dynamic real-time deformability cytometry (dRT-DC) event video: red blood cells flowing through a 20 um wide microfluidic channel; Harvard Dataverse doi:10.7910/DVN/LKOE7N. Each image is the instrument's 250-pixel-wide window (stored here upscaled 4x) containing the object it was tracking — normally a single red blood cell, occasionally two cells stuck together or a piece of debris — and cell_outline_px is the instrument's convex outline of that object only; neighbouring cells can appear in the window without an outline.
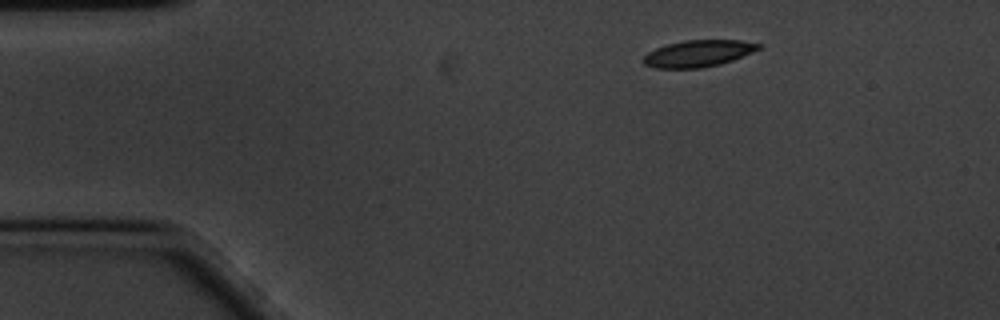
{"species": "common noctule bat (a hibernating species)", "species_latin": "Nyctalus noctula", "temperature_condition": "cold", "stored_images_in_passage": 13, "camera_frame_rate_fps": 3000, "um_per_image_px": 0.085, "animal": {"sex": "male", "body_mass_g": 20.1, "forearm_length_mm": 53.5}, "frame": {"image": 1, "passage_image": 1, "time_ms": 0.0, "image_size_px": [1000, 320], "cell_outline_px": [[760, 48], [752, 52], [732, 60], [720, 64], [700, 68], [656, 68], [644, 64], [644, 56], [648, 52], [656, 48], [668, 44], [684, 40], [740, 40], [760, 44]], "centroid_in_image_um": [59.34, 4.54], "position_along_channel_um": 25.7, "area_um2": 17.69}}
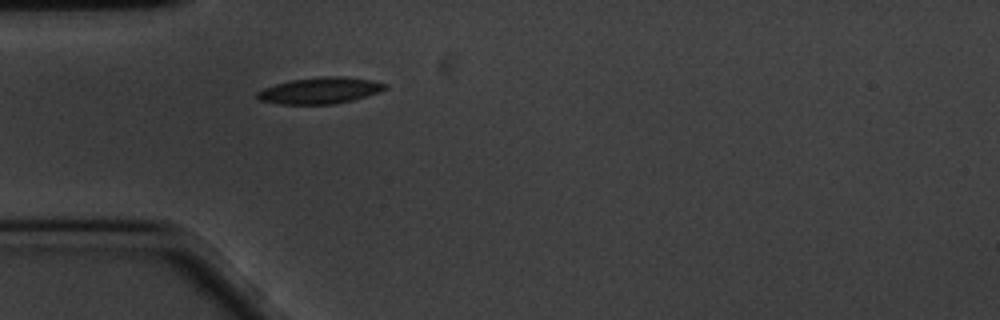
{"frame": {"image": 2, "passage_image": 9, "time_ms": 2.667, "image_size_px": [1000, 320], "cell_outline_px": [[388, 88], [352, 100], [332, 104], [280, 104], [260, 100], [256, 96], [256, 92], [264, 88], [276, 84], [292, 80], [320, 76], [344, 76], [372, 80], [388, 84]], "centroid_in_image_um": [27.2, 7.68], "position_along_channel_um": 57.8, "area_um2": 19.48}}
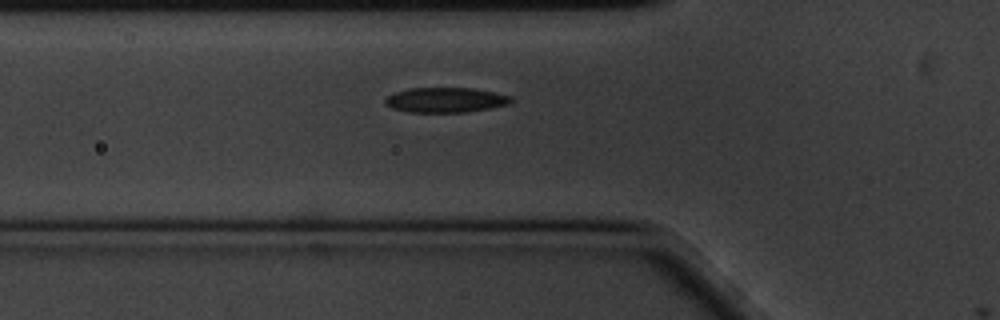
{"frame": {"image": 3, "passage_image": 12, "time_ms": 3.667, "image_size_px": [1000, 320], "cell_outline_px": [[512, 100], [508, 104], [468, 112], [408, 112], [392, 108], [384, 104], [384, 100], [392, 92], [408, 88], [472, 88], [492, 92], [508, 96]], "centroid_in_image_um": [37.78, 8.49], "position_along_channel_um": 88.0, "area_um2": 18.21}}